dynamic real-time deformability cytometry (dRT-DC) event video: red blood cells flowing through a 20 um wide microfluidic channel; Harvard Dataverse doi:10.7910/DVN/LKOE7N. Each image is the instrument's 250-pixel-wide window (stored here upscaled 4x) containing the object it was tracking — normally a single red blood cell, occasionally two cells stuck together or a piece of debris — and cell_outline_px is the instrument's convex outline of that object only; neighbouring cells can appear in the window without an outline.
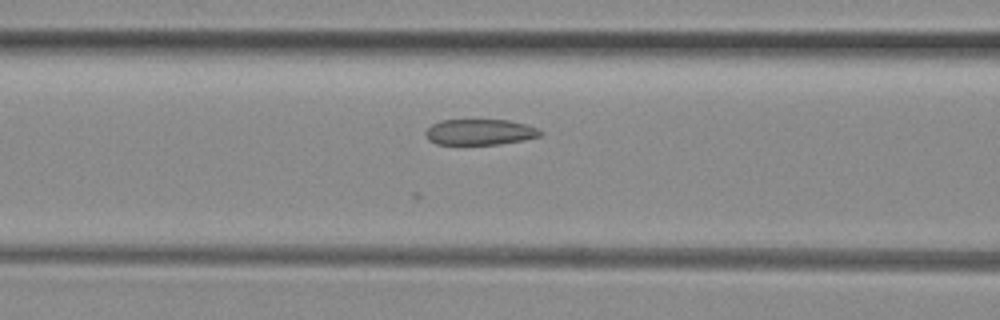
{"species": "common noctule bat (a hibernating species)", "species_latin": "Nyctalus noctula", "temperature_condition": "room temperature", "stored_images_in_passage": 16, "camera_frame_rate_fps": 3000, "um_per_image_px": 0.085, "animal": {"sex": "female", "body_mass_g": 29.2, "forearm_length_mm": 56.3}, "frame": {"image": 1, "passage_image": 5, "time_ms": 1.333, "image_size_px": [1000, 320], "cell_outline_px": [[544, 132], [540, 136], [524, 140], [500, 144], [436, 144], [428, 140], [424, 132], [432, 124], [440, 120], [508, 120], [528, 124]], "centroid_in_image_um": [40.8, 11.22], "position_along_channel_um": 125.8, "area_um2": 17.34}}
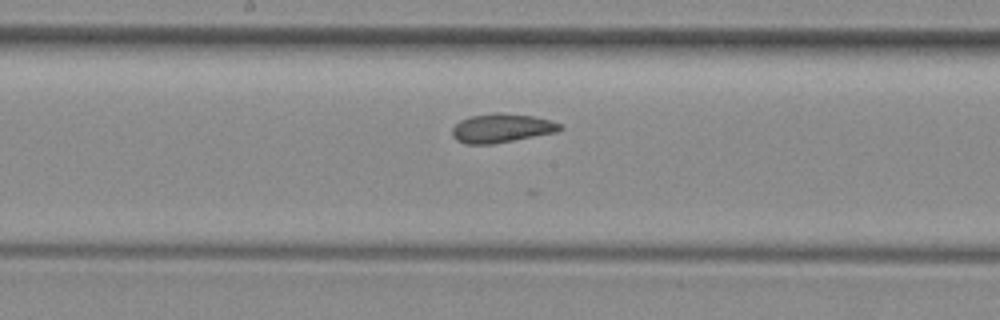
{"frame": {"image": 2, "passage_image": 11, "time_ms": 3.333, "image_size_px": [1000, 320], "cell_outline_px": [[564, 128], [556, 132], [492, 144], [464, 144], [456, 140], [452, 136], [452, 128], [460, 120], [468, 116], [492, 112], [500, 112], [532, 116], [548, 120], [560, 124]], "centroid_in_image_um": [42.58, 10.88], "position_along_channel_um": 205.6, "area_um2": 18.21}}
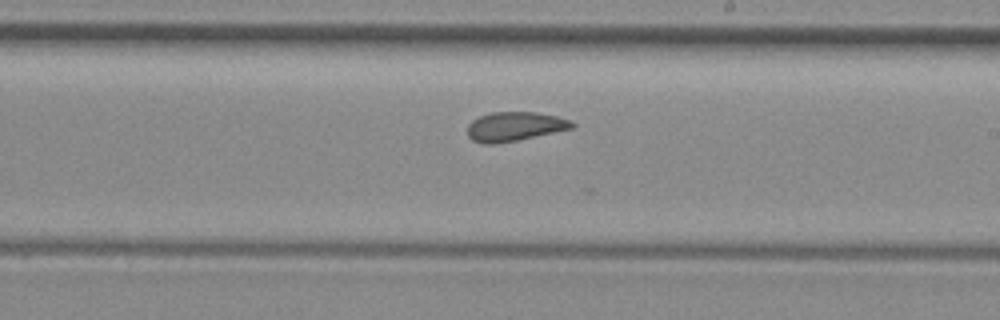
{"frame": {"image": 3, "passage_image": 14, "time_ms": 4.333, "image_size_px": [1000, 320], "cell_outline_px": [[576, 124], [572, 128], [516, 140], [492, 144], [484, 144], [472, 140], [468, 136], [468, 124], [472, 120], [480, 116], [492, 112], [536, 112], [556, 116], [572, 120]], "centroid_in_image_um": [43.73, 10.74], "position_along_channel_um": 245.3, "area_um2": 17.63}}